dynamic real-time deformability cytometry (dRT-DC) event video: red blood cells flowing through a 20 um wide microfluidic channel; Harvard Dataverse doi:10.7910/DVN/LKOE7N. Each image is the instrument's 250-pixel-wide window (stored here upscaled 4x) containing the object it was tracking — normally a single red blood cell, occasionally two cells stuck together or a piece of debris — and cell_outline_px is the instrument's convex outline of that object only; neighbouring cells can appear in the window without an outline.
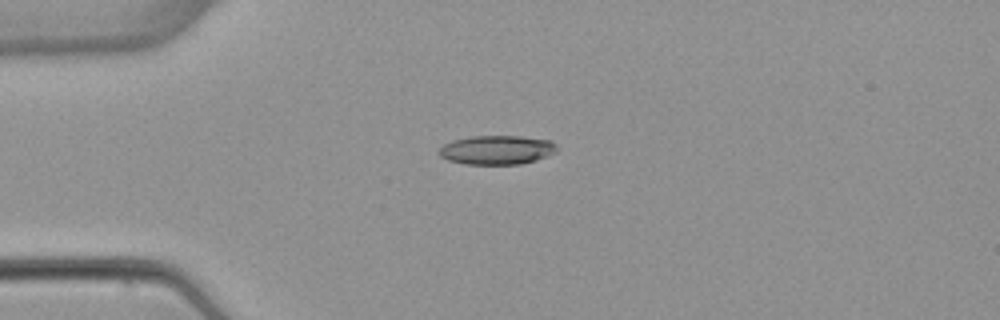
{"species": "common noctule bat (a hibernating species)", "species_latin": "Nyctalus noctula", "temperature_condition": "warm", "stored_images_in_passage": 4, "camera_frame_rate_fps": 3000, "um_per_image_px": 0.085, "animal": {"sex": "female", "body_mass_g": 22.7, "forearm_length_mm": 54.2}, "frame": {"image": 1, "passage_image": 2, "time_ms": 2.0, "image_size_px": [1000, 320], "cell_outline_px": [[556, 152], [548, 156], [536, 160], [520, 164], [464, 164], [448, 160], [440, 156], [440, 148], [444, 144], [452, 140], [472, 136], [520, 136], [548, 140], [556, 144]], "centroid_in_image_um": [42.23, 12.74], "position_along_channel_um": 42.8, "area_um2": 19.88}}
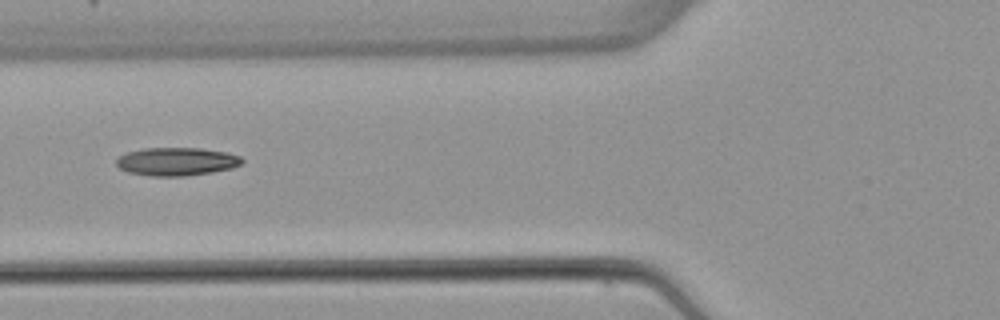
{"frame": {"image": 2, "passage_image": 4, "time_ms": 4.333, "image_size_px": [1000, 320], "cell_outline_px": [[244, 160], [240, 164], [232, 168], [212, 172], [184, 176], [152, 176], [128, 172], [120, 168], [116, 164], [116, 160], [120, 156], [128, 152], [144, 148], [200, 148], [224, 152], [240, 156]], "centroid_in_image_um": [15.01, 13.73], "position_along_channel_um": 110.8, "area_um2": 20.46}}